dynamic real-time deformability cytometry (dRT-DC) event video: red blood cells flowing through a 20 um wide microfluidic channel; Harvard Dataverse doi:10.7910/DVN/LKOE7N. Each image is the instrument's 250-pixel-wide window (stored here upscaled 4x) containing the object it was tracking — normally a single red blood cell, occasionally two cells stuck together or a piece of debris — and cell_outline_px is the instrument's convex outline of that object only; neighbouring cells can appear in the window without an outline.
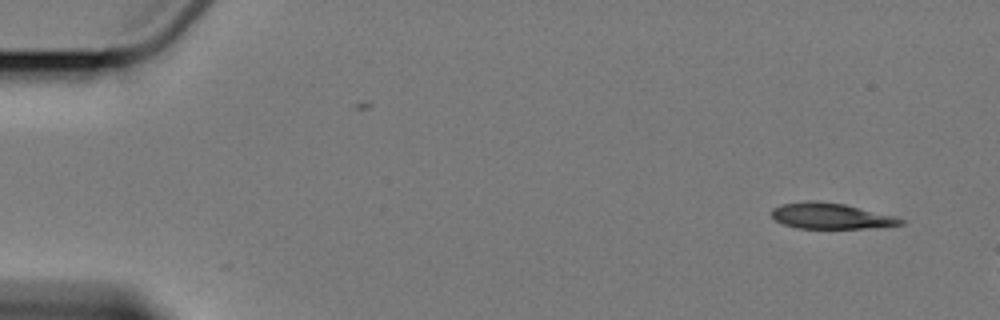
{"species": "Egyptian fruit bat (a non-hibernating species)", "species_latin": "Rousettus aegyptiacus", "temperature_condition": "cold", "stored_images_in_passage": 3, "camera_frame_rate_fps": 3000, "um_per_image_px": 0.085, "animal": {"sex": "female"}, "frame": {"image": 1, "passage_image": 3, "time_ms": 3.0, "image_size_px": [1000, 320], "cell_outline_px": [[904, 224], [864, 228], [796, 228], [784, 224], [776, 220], [772, 216], [772, 208], [784, 204], [812, 200], [844, 204], [896, 216], [904, 220]], "centroid_in_image_um": [70.63, 18.36], "position_along_channel_um": 14.4, "area_um2": 19.13}}